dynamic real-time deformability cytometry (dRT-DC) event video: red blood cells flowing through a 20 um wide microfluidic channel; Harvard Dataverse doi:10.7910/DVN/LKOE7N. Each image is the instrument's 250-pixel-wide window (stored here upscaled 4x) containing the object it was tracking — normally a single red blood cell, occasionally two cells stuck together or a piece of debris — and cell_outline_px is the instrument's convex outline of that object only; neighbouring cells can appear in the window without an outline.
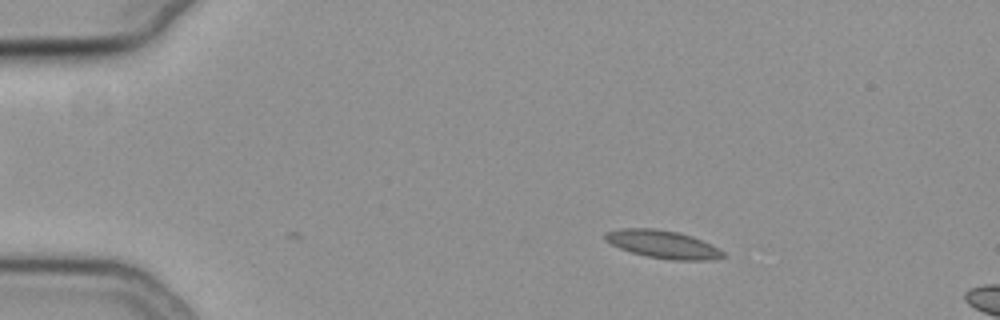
{"species": "common noctule bat (a hibernating species)", "species_latin": "Nyctalus noctula", "temperature_condition": "cold", "stored_images_in_passage": 3, "camera_frame_rate_fps": 3000, "um_per_image_px": 0.085, "animal": {"sex": "female", "body_mass_g": 19.3, "forearm_length_mm": 54.1}, "frame": {"image": 1, "passage_image": 3, "time_ms": 0.667, "image_size_px": [1000, 320], "cell_outline_px": [[724, 256], [708, 260], [672, 260], [648, 256], [632, 252], [620, 248], [604, 240], [604, 232], [620, 228], [656, 228], [676, 232], [692, 236], [724, 252]], "centroid_in_image_um": [56.27, 20.75], "position_along_channel_um": 28.7, "area_um2": 18.84}}